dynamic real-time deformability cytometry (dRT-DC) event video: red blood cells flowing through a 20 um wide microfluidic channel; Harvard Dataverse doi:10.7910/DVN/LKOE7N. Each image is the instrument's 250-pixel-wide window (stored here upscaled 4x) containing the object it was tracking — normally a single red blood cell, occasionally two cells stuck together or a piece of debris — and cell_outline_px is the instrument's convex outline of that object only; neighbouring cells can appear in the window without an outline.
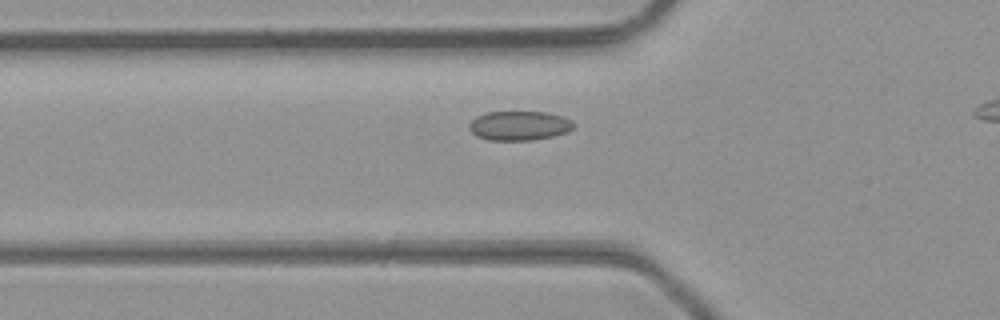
{"species": "common noctule bat (a hibernating species)", "species_latin": "Nyctalus noctula", "temperature_condition": "room temperature", "stored_images_in_passage": 27, "camera_frame_rate_fps": 3000, "um_per_image_px": 0.085, "animal": {"sex": "male", "body_mass_g": 23.1, "forearm_length_mm": 52.7}, "frame": {"image": 1, "passage_image": 4, "time_ms": 1.0, "image_size_px": [1000, 320], "cell_outline_px": [[576, 124], [572, 128], [564, 132], [552, 136], [532, 140], [488, 140], [476, 136], [468, 128], [468, 124], [476, 116], [488, 112], [548, 112], [564, 116], [572, 120]], "centroid_in_image_um": [44.12, 10.67], "position_along_channel_um": 81.7, "area_um2": 17.92}}
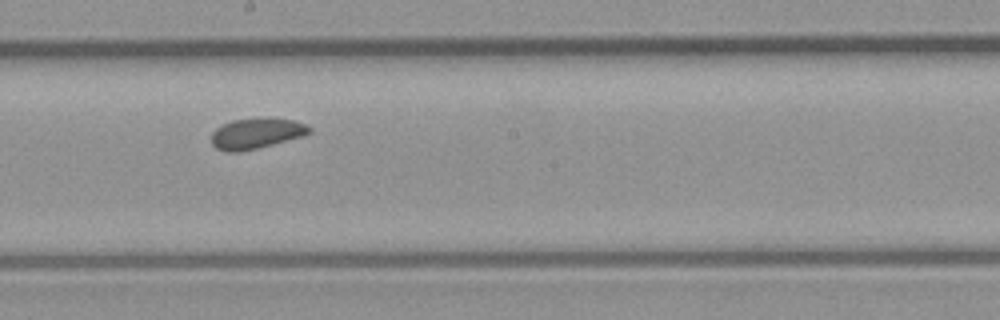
{"frame": {"image": 2, "passage_image": 14, "time_ms": 4.333, "image_size_px": [1000, 320], "cell_outline_px": [[312, 132], [304, 136], [240, 152], [224, 152], [216, 148], [212, 144], [212, 132], [216, 128], [232, 120], [296, 120], [308, 124], [312, 128]], "centroid_in_image_um": [21.8, 11.38], "position_along_channel_um": 226.4, "area_um2": 16.99}}
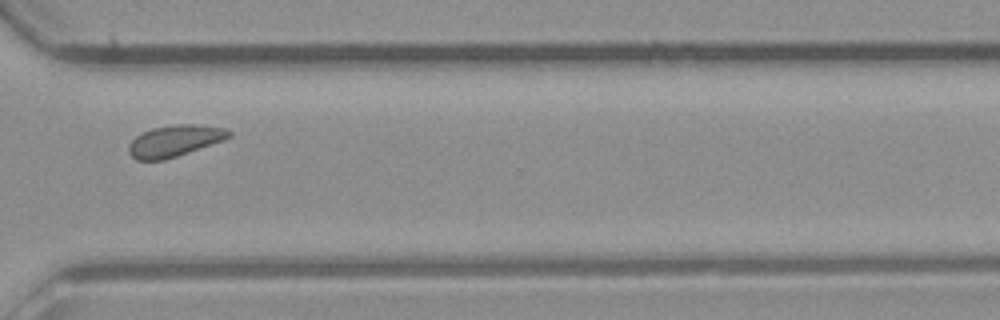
{"frame": {"image": 3, "passage_image": 23, "time_ms": 7.333, "image_size_px": [1000, 320], "cell_outline_px": [[232, 136], [224, 140], [164, 160], [136, 160], [128, 152], [128, 144], [136, 136], [152, 128], [172, 124], [192, 124], [224, 128], [232, 132]], "centroid_in_image_um": [14.83, 11.97], "position_along_channel_um": 355.8, "area_um2": 18.26}}